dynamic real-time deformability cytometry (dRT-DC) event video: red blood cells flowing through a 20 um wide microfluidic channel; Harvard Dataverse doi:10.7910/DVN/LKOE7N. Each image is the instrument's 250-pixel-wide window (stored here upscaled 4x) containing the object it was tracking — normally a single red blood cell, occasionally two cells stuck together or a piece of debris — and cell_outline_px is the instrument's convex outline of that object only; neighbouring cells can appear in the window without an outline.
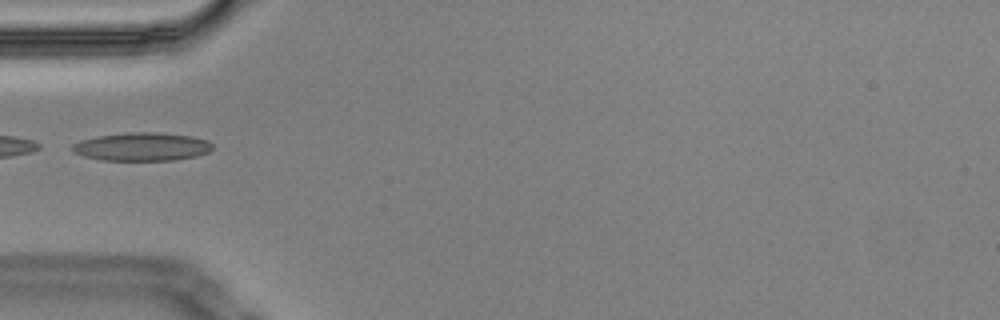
{"species": "Egyptian fruit bat (a non-hibernating species)", "species_latin": "Rousettus aegyptiacus", "temperature_condition": "cold", "stored_images_in_passage": 4, "camera_frame_rate_fps": 3000, "um_per_image_px": 0.085, "animal": {"sex": "male"}, "frame": {"image": 1, "passage_image": 4, "time_ms": 1.0, "image_size_px": [1000, 320], "cell_outline_px": [[212, 148], [208, 152], [196, 156], [176, 160], [100, 160], [84, 156], [72, 152], [68, 148], [72, 144], [80, 140], [96, 136], [128, 132], [156, 132], [192, 136], [208, 140], [212, 144]], "centroid_in_image_um": [12.02, 12.46], "position_along_channel_um": 73.0, "area_um2": 23.35}}